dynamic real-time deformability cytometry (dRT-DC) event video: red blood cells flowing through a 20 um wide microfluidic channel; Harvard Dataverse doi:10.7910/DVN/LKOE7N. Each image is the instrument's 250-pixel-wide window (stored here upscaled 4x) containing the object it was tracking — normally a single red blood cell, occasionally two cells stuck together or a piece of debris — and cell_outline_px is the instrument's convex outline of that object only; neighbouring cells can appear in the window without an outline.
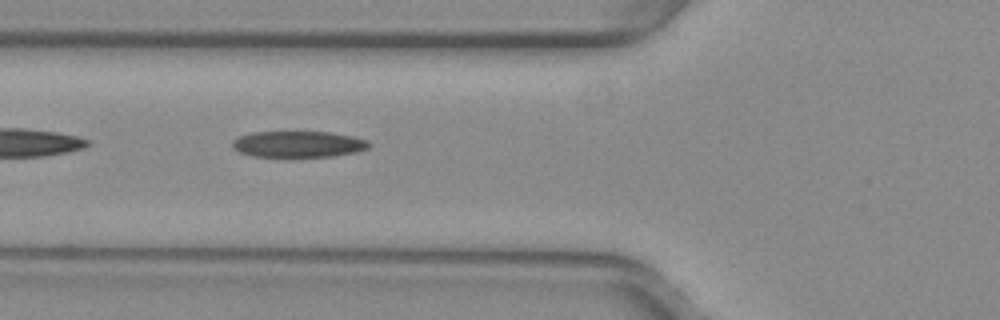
{"species": "common noctule bat (a hibernating species)", "species_latin": "Nyctalus noctula", "temperature_condition": "warm", "stored_images_in_passage": 35, "camera_frame_rate_fps": 3000, "um_per_image_px": 0.085, "animal": {"sex": "female", "body_mass_g": 29.2, "forearm_length_mm": 56.3}, "frame": {"image": 1, "passage_image": 3, "time_ms": 0.667, "image_size_px": [1000, 320], "cell_outline_px": [[372, 144], [368, 148], [356, 152], [332, 156], [252, 156], [240, 152], [232, 148], [232, 140], [240, 136], [252, 132], [328, 132], [352, 136], [368, 140]], "centroid_in_image_um": [25.36, 12.25], "position_along_channel_um": 100.4, "area_um2": 20.75}}
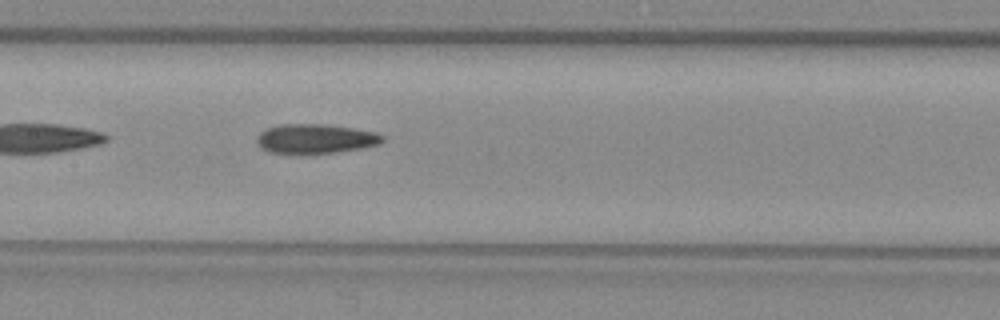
{"frame": {"image": 2, "passage_image": 9, "time_ms": 2.667, "image_size_px": [1000, 320], "cell_outline_px": [[384, 140], [380, 144], [360, 148], [332, 152], [268, 152], [260, 148], [256, 144], [256, 136], [264, 128], [280, 124], [324, 124], [352, 128], [376, 132], [384, 136]], "centroid_in_image_um": [26.77, 11.76], "position_along_channel_um": 180.6, "area_um2": 21.33}}
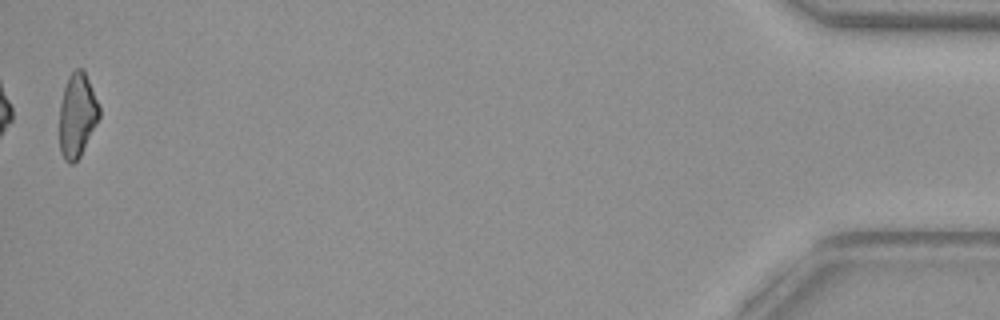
{"frame": {"image": 3, "passage_image": 35, "time_ms": 11.333, "image_size_px": [1000, 320], "cell_outline_px": [[100, 116], [80, 156], [72, 164], [68, 164], [64, 160], [60, 152], [60, 104], [64, 88], [68, 76], [76, 68], [84, 68], [100, 104]], "centroid_in_image_um": [6.57, 9.76], "position_along_channel_um": 428.6, "area_um2": 19.65}, "authors_computed_cell_mechanics": {"area_um2": 20.9236, "velocity_mm_per_s": 3.9807, "shape_relaxation_time_tau1_ms": null, "shape_relaxation_time_tau2_ms": 3.2369, "deformation_change_tau1": null, "deformation_change_tau2": 0.1198}}